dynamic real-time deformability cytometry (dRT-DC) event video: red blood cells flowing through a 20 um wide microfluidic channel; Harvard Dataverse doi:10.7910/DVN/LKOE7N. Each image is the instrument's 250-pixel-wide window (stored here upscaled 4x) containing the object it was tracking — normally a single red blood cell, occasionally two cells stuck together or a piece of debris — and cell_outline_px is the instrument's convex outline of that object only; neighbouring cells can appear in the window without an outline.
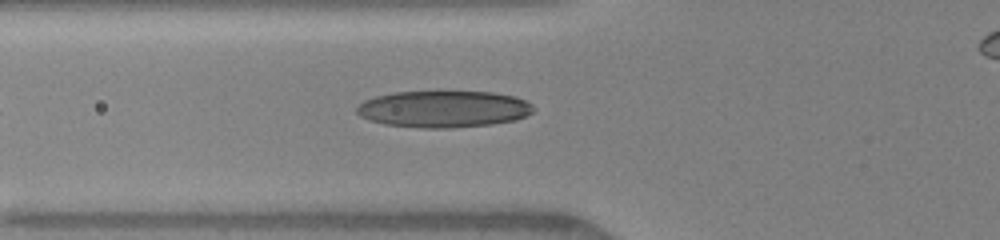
{"species": "human", "species_latin": "Homo sapiens", "temperature_condition": "warm", "stored_images_in_passage": 17, "camera_frame_rate_fps": 3000, "um_per_image_px": 0.085, "donor": {"sex": "female"}, "frame": {"image": 1, "passage_image": 11, "time_ms": 5.667, "image_size_px": [1000, 240], "cell_outline_px": [[536, 108], [532, 112], [516, 120], [492, 124], [452, 128], [420, 128], [384, 124], [368, 120], [360, 116], [356, 112], [356, 108], [364, 100], [376, 96], [392, 92], [436, 88], [444, 88], [492, 92], [516, 96], [532, 104]], "centroid_in_image_um": [37.69, 9.21], "position_along_channel_um": 88.1, "area_um2": 39.54}}
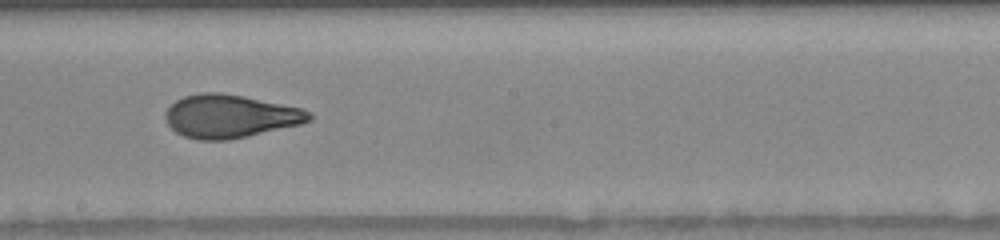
{"frame": {"image": 2, "passage_image": 15, "time_ms": 9.0, "image_size_px": [1000, 240], "cell_outline_px": [[312, 120], [300, 124], [248, 136], [228, 140], [196, 140], [184, 136], [176, 132], [168, 124], [164, 116], [164, 112], [176, 100], [184, 96], [200, 92], [220, 92], [244, 96], [304, 108], [312, 112]], "centroid_in_image_um": [19.57, 9.87], "position_along_channel_um": 228.6, "area_um2": 36.41}}
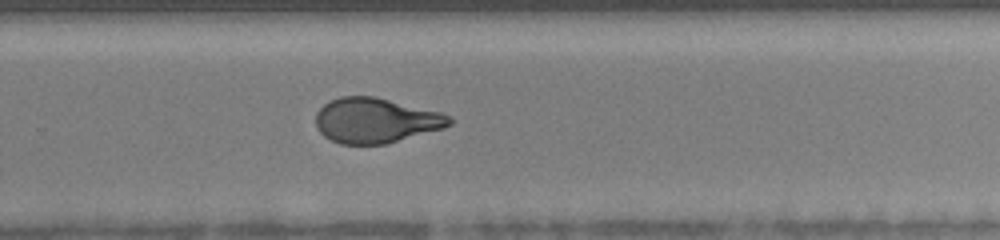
{"frame": {"image": 3, "passage_image": 17, "time_ms": 10.667, "image_size_px": [1000, 240], "cell_outline_px": [[452, 124], [444, 128], [388, 144], [340, 144], [324, 136], [316, 128], [316, 112], [324, 104], [340, 96], [376, 96], [440, 112], [452, 116]], "centroid_in_image_um": [31.95, 10.24], "position_along_channel_um": 297.8, "area_um2": 35.32}}